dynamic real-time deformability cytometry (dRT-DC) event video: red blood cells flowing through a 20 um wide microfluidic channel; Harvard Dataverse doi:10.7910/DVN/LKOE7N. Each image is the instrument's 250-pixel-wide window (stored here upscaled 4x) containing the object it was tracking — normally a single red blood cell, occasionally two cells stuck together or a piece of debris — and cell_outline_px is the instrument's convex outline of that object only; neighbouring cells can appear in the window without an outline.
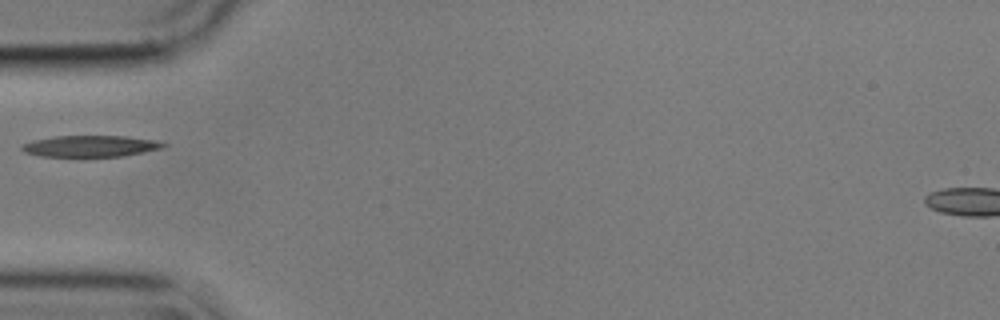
{"species": "common noctule bat (a hibernating species)", "species_latin": "Nyctalus noctula", "temperature_condition": "cold", "stored_images_in_passage": 7, "camera_frame_rate_fps": 3000, "um_per_image_px": 0.085, "animal": {"sex": "male", "body_mass_g": 17.9}, "frame": {"image": 1, "passage_image": 1, "time_ms": 0.0, "image_size_px": [1000, 320], "cell_outline_px": [[168, 144], [164, 148], [144, 152], [120, 156], [80, 160], [40, 156], [24, 152], [20, 148], [20, 144], [32, 140], [56, 136], [128, 136], [156, 140]], "centroid_in_image_um": [7.63, 12.47], "position_along_channel_um": 77.4, "area_um2": 18.84}}